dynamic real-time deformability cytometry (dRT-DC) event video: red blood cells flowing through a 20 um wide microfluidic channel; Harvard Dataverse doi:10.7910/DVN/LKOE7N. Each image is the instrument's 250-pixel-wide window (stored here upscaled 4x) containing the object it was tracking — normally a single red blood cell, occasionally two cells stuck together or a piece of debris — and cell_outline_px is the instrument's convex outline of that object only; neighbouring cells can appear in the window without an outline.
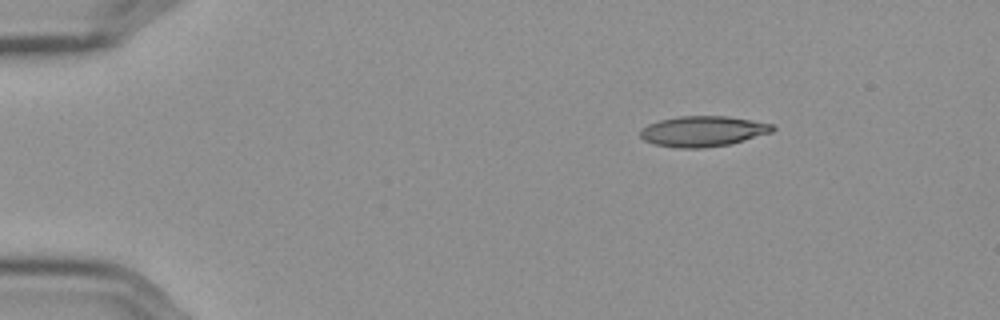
{"species": "Egyptian fruit bat (a non-hibernating species)", "species_latin": "Rousettus aegyptiacus", "temperature_condition": "cold", "stored_images_in_passage": 49, "camera_frame_rate_fps": 3000, "um_per_image_px": 0.085, "frame": {"image": 1, "passage_image": 1, "time_ms": 0.0, "image_size_px": [1000, 320], "cell_outline_px": [[776, 128], [772, 132], [744, 140], [728, 144], [704, 148], [680, 148], [656, 144], [644, 140], [640, 136], [640, 128], [648, 124], [660, 120], [680, 116], [728, 116], [752, 120], [772, 124]], "centroid_in_image_um": [59.74, 11.15], "position_along_channel_um": 25.3, "area_um2": 23.41}}
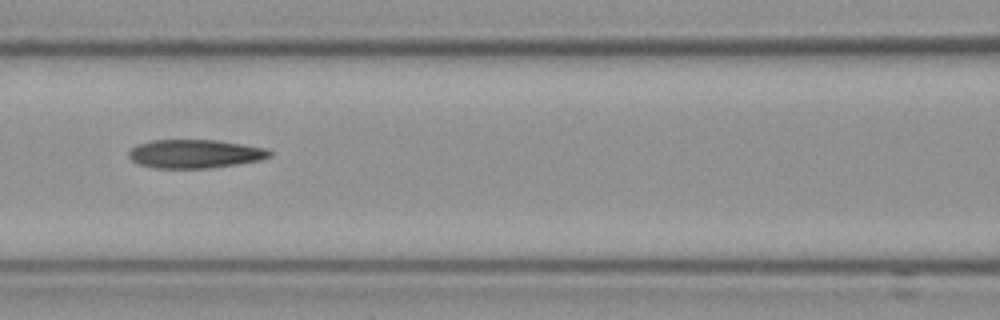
{"frame": {"image": 2, "passage_image": 18, "time_ms": 5.667, "image_size_px": [1000, 320], "cell_outline_px": [[272, 156], [260, 160], [236, 164], [208, 168], [156, 168], [140, 164], [132, 160], [128, 156], [128, 152], [136, 144], [152, 140], [216, 140], [268, 148], [272, 152]], "centroid_in_image_um": [16.58, 13.07], "position_along_channel_um": 150.0, "area_um2": 23.47}}
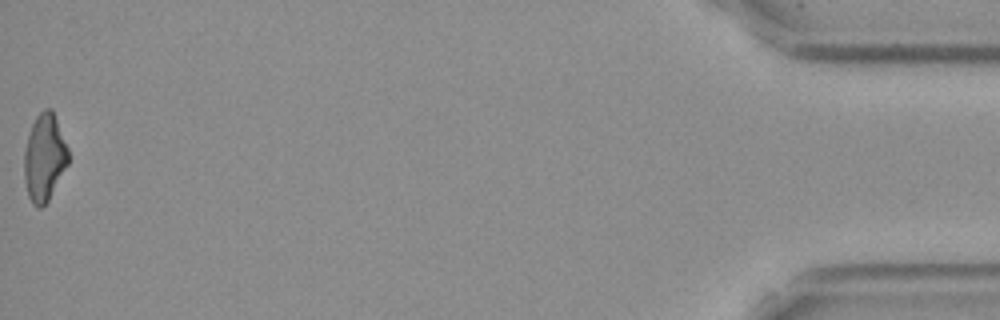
{"frame": {"image": 3, "passage_image": 49, "time_ms": 16.0, "image_size_px": [1000, 320], "cell_outline_px": [[68, 164], [48, 200], [40, 208], [36, 208], [32, 204], [28, 196], [24, 180], [24, 152], [28, 136], [32, 124], [36, 116], [44, 108], [52, 108], [68, 148]], "centroid_in_image_um": [3.76, 13.39], "position_along_channel_um": 431.4, "area_um2": 22.37}, "authors_computed_cell_mechanics": {"area_um2": 23.4668, "velocity_mm_per_s": 3.6093, "shape_relaxation_time_tau1_ms": null, "shape_relaxation_time_tau2_ms": 6.606, "deformation_change_tau1": null, "deformation_change_tau2": 0.1943}}